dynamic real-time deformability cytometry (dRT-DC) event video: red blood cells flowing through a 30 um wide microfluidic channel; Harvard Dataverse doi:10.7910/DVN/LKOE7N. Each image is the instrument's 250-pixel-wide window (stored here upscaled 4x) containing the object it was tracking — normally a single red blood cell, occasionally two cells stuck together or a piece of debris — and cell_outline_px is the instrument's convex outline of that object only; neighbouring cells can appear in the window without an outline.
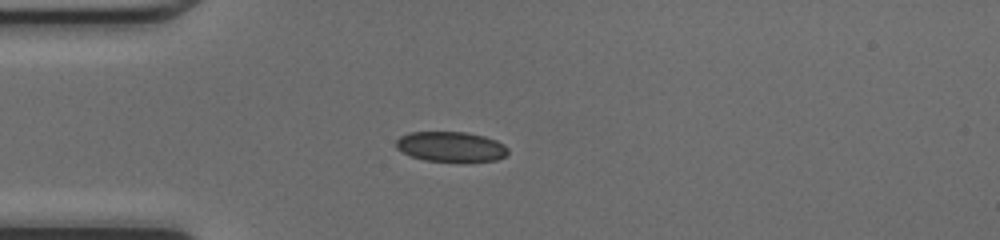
{"species": "common noctule bat (a hibernating species)", "species_latin": "Nyctalus noctula", "temperature_condition": "cold", "stored_images_in_passage": 45, "camera_frame_rate_fps": 3000, "um_per_image_px": 0.085, "animal": {"sex": "female", "body_mass_g": 17.0, "forearm_length_mm": 48.0}, "frame": {"image": 1, "passage_image": 10, "time_ms": 3.0, "image_size_px": [1000, 240], "cell_outline_px": [[508, 152], [504, 156], [496, 160], [424, 160], [412, 156], [396, 148], [396, 140], [400, 136], [408, 132], [464, 132], [484, 136], [496, 140], [504, 144], [508, 148]], "centroid_in_image_um": [38.31, 12.44], "position_along_channel_um": 46.7, "area_um2": 19.19}}
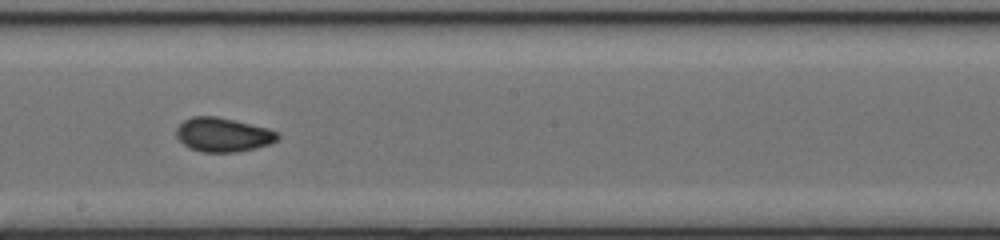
{"frame": {"image": 2, "passage_image": 24, "time_ms": 7.667, "image_size_px": [1000, 240], "cell_outline_px": [[280, 136], [276, 140], [268, 144], [256, 148], [236, 152], [200, 152], [188, 148], [176, 136], [176, 128], [184, 120], [192, 116], [216, 116], [268, 128], [276, 132]], "centroid_in_image_um": [18.92, 11.45], "position_along_channel_um": 229.3, "area_um2": 20.06}}
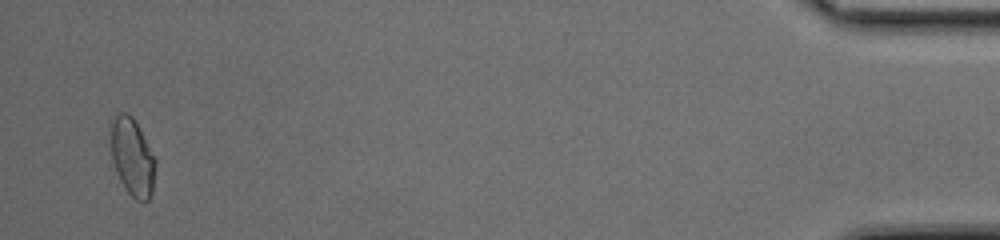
{"frame": {"image": 3, "passage_image": 44, "time_ms": 14.333, "image_size_px": [1000, 240], "cell_outline_px": [[156, 164], [152, 196], [144, 204], [136, 200], [124, 188], [116, 172], [108, 148], [108, 124], [112, 112], [128, 112], [136, 120], [156, 160]], "centroid_in_image_um": [11.18, 13.27], "position_along_channel_um": 424.0, "area_um2": 21.62}, "authors_computed_cell_mechanics": {"area_um2": 19.5364, "velocity_mm_per_s": 4.2469, "shape_relaxation_time_tau1_ms": 3.8898, "shape_relaxation_time_tau2_ms": 1.1911, "deformation_change_tau1": 0.1204, "deformation_change_tau2": 0.0578}}